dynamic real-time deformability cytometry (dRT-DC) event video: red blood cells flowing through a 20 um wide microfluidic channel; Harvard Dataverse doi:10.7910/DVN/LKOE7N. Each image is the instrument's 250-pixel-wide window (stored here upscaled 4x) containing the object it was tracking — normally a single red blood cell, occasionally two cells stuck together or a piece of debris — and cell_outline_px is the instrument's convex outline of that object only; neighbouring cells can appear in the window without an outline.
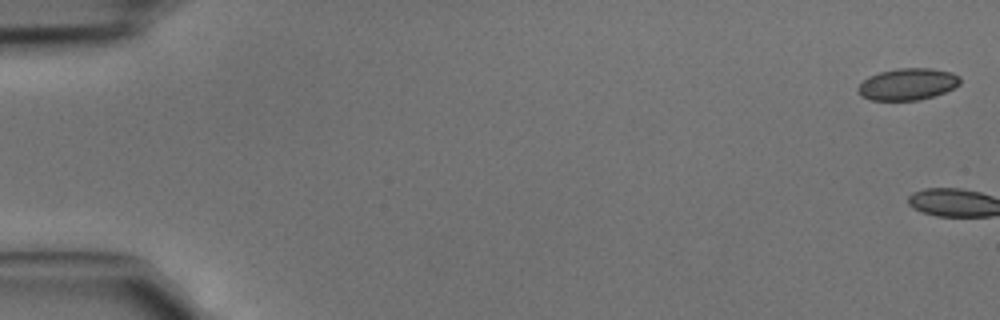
{"species": "common noctule bat (a hibernating species)", "species_latin": "Nyctalus noctula", "temperature_condition": "cold", "stored_images_in_passage": 3, "camera_frame_rate_fps": 3000, "um_per_image_px": 0.085, "animal": {"sex": "male", "body_mass_g": 15.6}, "frame": {"image": 1, "passage_image": 1, "time_ms": 0.0, "image_size_px": [1000, 320], "cell_outline_px": [[960, 84], [944, 92], [932, 96], [916, 100], [872, 100], [860, 96], [856, 88], [868, 76], [880, 72], [900, 68], [932, 68], [952, 72], [960, 76]], "centroid_in_image_um": [77.14, 7.15], "position_along_channel_um": 7.9, "area_um2": 18.84}}